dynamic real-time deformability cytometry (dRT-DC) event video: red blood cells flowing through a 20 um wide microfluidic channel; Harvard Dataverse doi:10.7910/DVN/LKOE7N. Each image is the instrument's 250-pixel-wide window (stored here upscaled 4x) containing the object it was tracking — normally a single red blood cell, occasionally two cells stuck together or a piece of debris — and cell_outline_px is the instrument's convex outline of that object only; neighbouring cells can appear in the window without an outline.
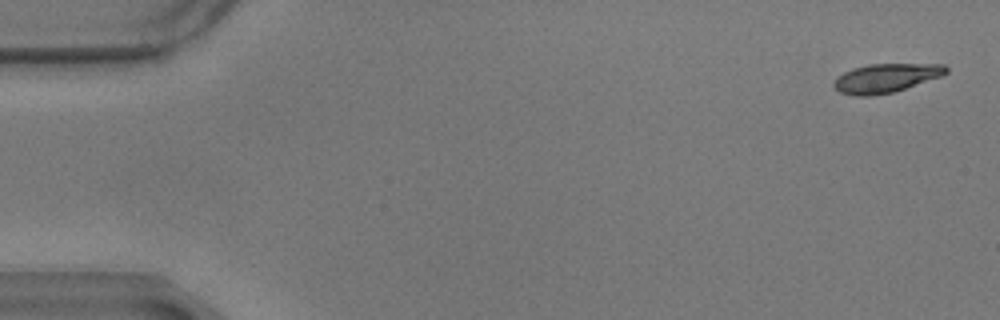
{"species": "common noctule bat (a hibernating species)", "species_latin": "Nyctalus noctula", "temperature_condition": "warm", "stored_images_in_passage": 51, "camera_frame_rate_fps": 3000, "um_per_image_px": 0.085, "animal": {"sex": "male", "body_mass_g": 17.9}, "frame": {"image": 1, "passage_image": 1, "time_ms": 0.0, "image_size_px": [1000, 320], "cell_outline_px": [[948, 72], [940, 76], [892, 92], [872, 96], [856, 96], [840, 92], [832, 84], [844, 72], [852, 68], [868, 64], [944, 64], [948, 68]], "centroid_in_image_um": [75.29, 6.63], "position_along_channel_um": 9.7, "area_um2": 18.55}}
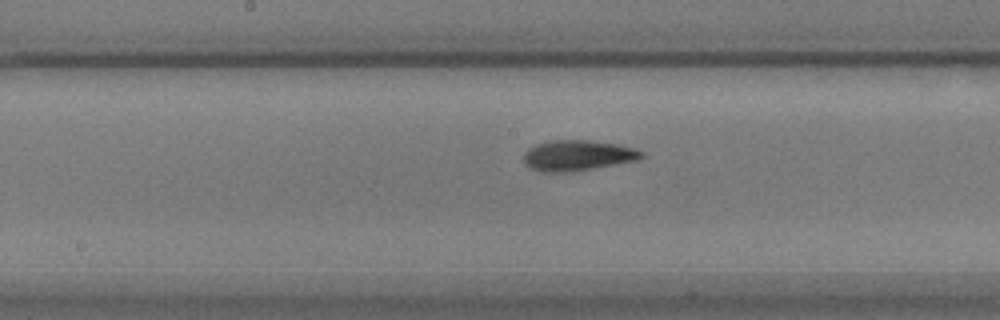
{"frame": {"image": 2, "passage_image": 29, "time_ms": 9.333, "image_size_px": [1000, 320], "cell_outline_px": [[644, 156], [640, 160], [572, 172], [540, 172], [528, 168], [524, 164], [524, 152], [528, 148], [536, 144], [552, 140], [588, 140], [620, 144], [644, 152]], "centroid_in_image_um": [49.09, 13.22], "position_along_channel_um": 199.1, "area_um2": 21.33}}
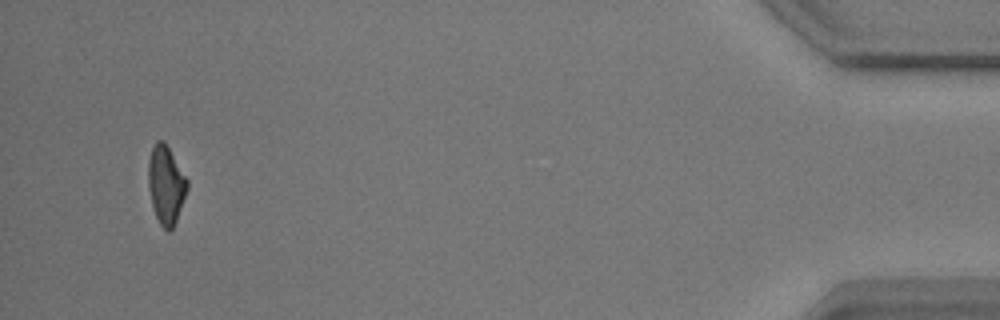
{"frame": {"image": 3, "passage_image": 49, "time_ms": 16.0, "image_size_px": [1000, 320], "cell_outline_px": [[188, 188], [176, 220], [172, 228], [168, 232], [160, 224], [156, 216], [152, 204], [148, 188], [148, 160], [152, 148], [156, 140], [164, 140], [188, 180]], "centroid_in_image_um": [14.1, 15.68], "position_along_channel_um": 421.1, "area_um2": 17.63}, "authors_computed_cell_mechanics": {"area_um2": 19.941, "velocity_mm_per_s": 3.4581, "shape_relaxation_time_tau1_ms": 4.4627, "shape_relaxation_time_tau2_ms": 3.7061, "deformation_change_tau1": 0.173, "deformation_change_tau2": 0.1012}}